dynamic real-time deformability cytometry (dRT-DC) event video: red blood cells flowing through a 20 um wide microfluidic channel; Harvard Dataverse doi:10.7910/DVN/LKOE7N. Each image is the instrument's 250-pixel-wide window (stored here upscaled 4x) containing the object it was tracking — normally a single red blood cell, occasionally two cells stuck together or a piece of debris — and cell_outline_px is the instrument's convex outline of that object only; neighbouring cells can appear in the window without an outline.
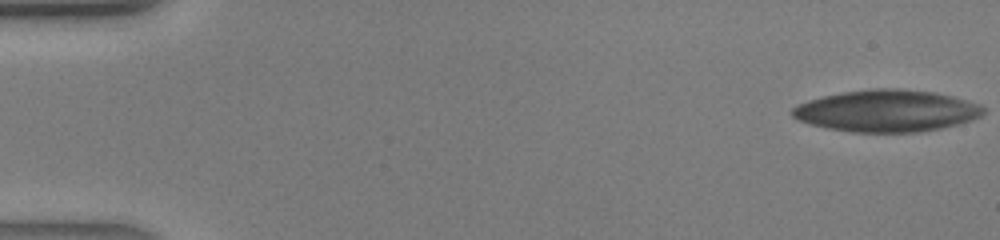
{"species": "human", "species_latin": "Homo sapiens", "temperature_condition": "warm", "stored_images_in_passage": 9, "camera_frame_rate_fps": 3000, "um_per_image_px": 0.085, "donor": {"sex": "male"}, "frame": {"image": 1, "passage_image": 1, "time_ms": 0.0, "image_size_px": [1000, 240], "cell_outline_px": [[984, 112], [980, 116], [956, 124], [940, 128], [912, 132], [852, 132], [828, 128], [812, 124], [800, 120], [792, 116], [792, 108], [800, 104], [824, 96], [844, 92], [872, 88], [896, 88], [932, 92], [952, 96], [980, 104], [984, 108]], "centroid_in_image_um": [75.38, 9.42], "position_along_channel_um": 9.6, "area_um2": 45.89}}